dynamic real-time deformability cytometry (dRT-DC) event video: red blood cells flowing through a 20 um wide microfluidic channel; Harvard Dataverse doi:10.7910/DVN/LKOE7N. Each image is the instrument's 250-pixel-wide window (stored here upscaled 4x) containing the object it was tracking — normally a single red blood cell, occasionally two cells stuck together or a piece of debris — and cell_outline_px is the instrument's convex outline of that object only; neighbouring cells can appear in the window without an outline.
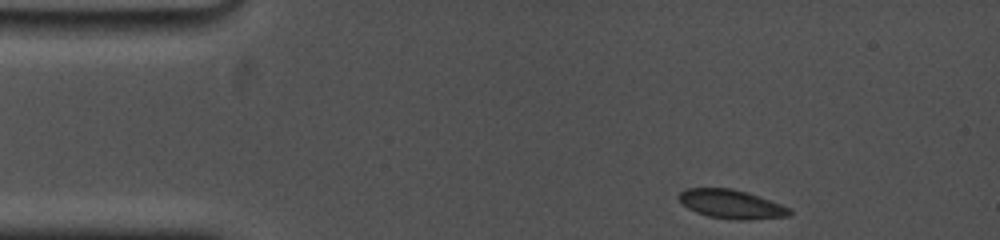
{"species": "common noctule bat (a hibernating species)", "species_latin": "Nyctalus noctula", "temperature_condition": "cold", "stored_images_in_passage": 25, "camera_frame_rate_fps": 5000, "um_per_image_px": 0.085, "animal": {"sex": "female", "body_mass_g": 19.0, "forearm_length_mm": 53.3}, "frame": {"image": 1, "passage_image": 1, "time_ms": 0.0, "image_size_px": [1000, 240], "cell_outline_px": [[792, 212], [788, 216], [744, 220], [740, 220], [708, 216], [696, 212], [688, 208], [676, 196], [684, 188], [732, 188], [748, 192], [792, 208]], "centroid_in_image_um": [62.17, 17.34], "position_along_channel_um": 22.8, "area_um2": 18.61}}
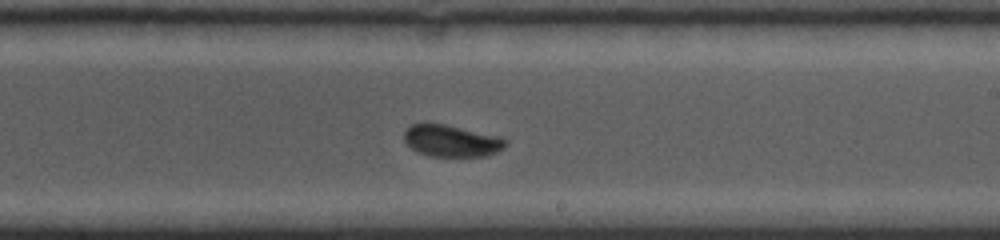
{"frame": {"image": 2, "passage_image": 15, "time_ms": 8.0, "image_size_px": [1000, 240], "cell_outline_px": [[508, 144], [504, 148], [488, 156], [428, 156], [416, 152], [404, 140], [404, 132], [412, 124], [424, 120], [504, 136], [508, 140]], "centroid_in_image_um": [38.4, 11.94], "position_along_channel_um": 250.6, "area_um2": 19.48}}
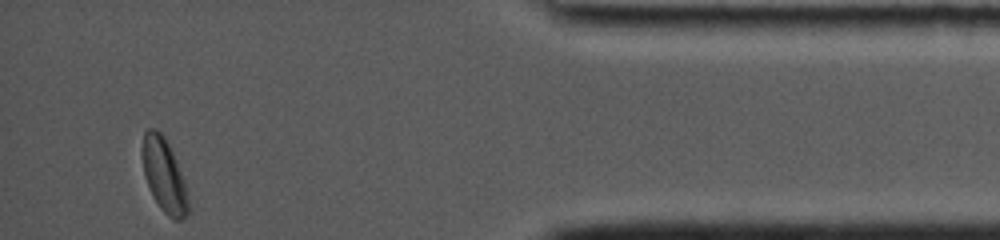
{"frame": {"image": 3, "passage_image": 25, "time_ms": 13.6, "image_size_px": [1000, 240], "cell_outline_px": [[188, 212], [180, 220], [172, 220], [160, 208], [152, 196], [144, 176], [140, 152], [140, 148], [144, 132], [148, 128], [156, 128], [164, 136], [172, 152], [184, 180], [188, 196]], "centroid_in_image_um": [13.9, 14.87], "position_along_channel_um": 421.3, "area_um2": 19.94}, "authors_computed_cell_mechanics": {"area_um2": 19.3052, "velocity_mm_per_s": 3.6947, "shape_relaxation_time_tau1_ms": 2.7739, "shape_relaxation_time_tau2_ms": null, "deformation_change_tau1": 0.0729, "deformation_change_tau2": null}}